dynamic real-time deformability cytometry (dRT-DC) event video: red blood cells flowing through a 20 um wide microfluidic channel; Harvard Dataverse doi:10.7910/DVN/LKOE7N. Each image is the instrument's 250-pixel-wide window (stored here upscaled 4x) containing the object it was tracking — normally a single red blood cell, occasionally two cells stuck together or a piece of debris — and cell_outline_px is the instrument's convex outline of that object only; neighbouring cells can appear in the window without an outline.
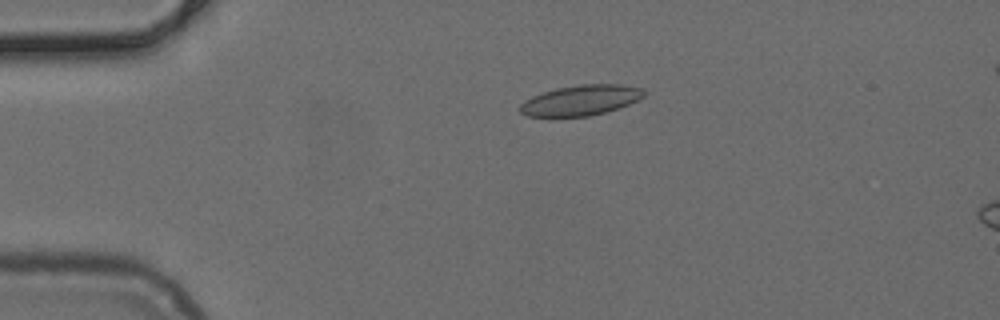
{"species": "common noctule bat (a hibernating species)", "species_latin": "Nyctalus noctula", "temperature_condition": "cold", "stored_images_in_passage": 17, "camera_frame_rate_fps": 3000, "um_per_image_px": 0.085, "animal": {"sex": "female", "body_mass_g": 24.6, "forearm_length_mm": 56.2}, "frame": {"image": 1, "passage_image": 12, "time_ms": 3.667, "image_size_px": [1000, 320], "cell_outline_px": [[648, 92], [644, 96], [628, 104], [604, 112], [588, 116], [528, 116], [520, 112], [520, 104], [524, 100], [532, 96], [556, 88], [580, 84], [620, 84], [640, 88]], "centroid_in_image_um": [49.36, 8.51], "position_along_channel_um": 35.6, "area_um2": 21.68}}